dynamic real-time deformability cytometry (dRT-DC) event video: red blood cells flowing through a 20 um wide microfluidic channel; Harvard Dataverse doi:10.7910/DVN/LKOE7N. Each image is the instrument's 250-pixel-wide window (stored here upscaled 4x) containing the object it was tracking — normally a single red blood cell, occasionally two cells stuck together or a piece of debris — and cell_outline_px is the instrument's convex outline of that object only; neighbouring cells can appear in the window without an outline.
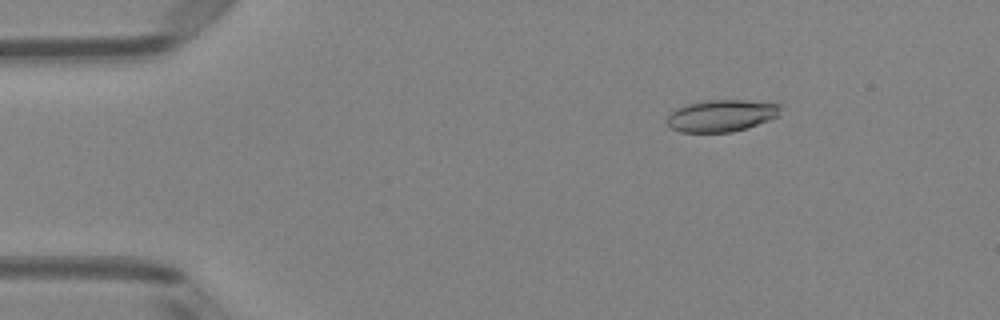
{"species": "Egyptian fruit bat (a non-hibernating species)", "species_latin": "Rousettus aegyptiacus", "temperature_condition": "room temperature", "stored_images_in_passage": 51, "camera_frame_rate_fps": 3000, "um_per_image_px": 0.085, "animal": {"sex": "female"}, "frame": {"image": 1, "passage_image": 8, "time_ms": 2.333, "image_size_px": [1000, 320], "cell_outline_px": [[784, 104], [780, 116], [732, 132], [680, 132], [672, 128], [668, 124], [668, 116], [676, 108], [688, 104], [708, 100], [744, 100]], "centroid_in_image_um": [61.38, 9.82], "position_along_channel_um": 23.6, "area_um2": 21.04}}
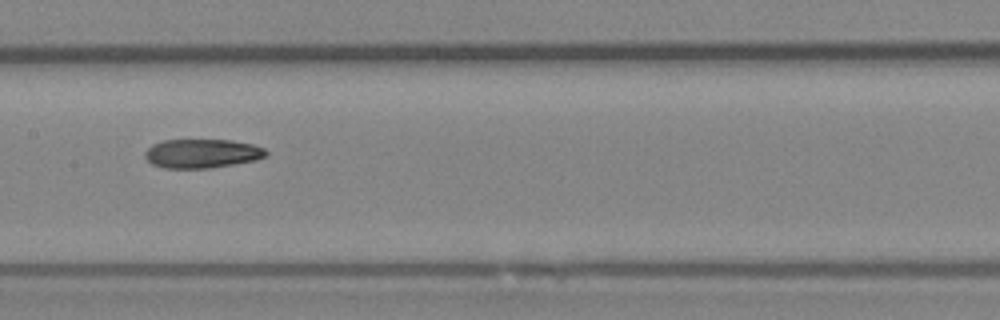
{"frame": {"image": 2, "passage_image": 26, "time_ms": 8.333, "image_size_px": [1000, 320], "cell_outline_px": [[268, 156], [256, 160], [212, 168], [164, 168], [152, 164], [144, 156], [144, 152], [152, 144], [164, 140], [232, 140], [252, 144], [264, 148], [268, 152]], "centroid_in_image_um": [17.19, 13.05], "position_along_channel_um": 190.2, "area_um2": 20.58}}
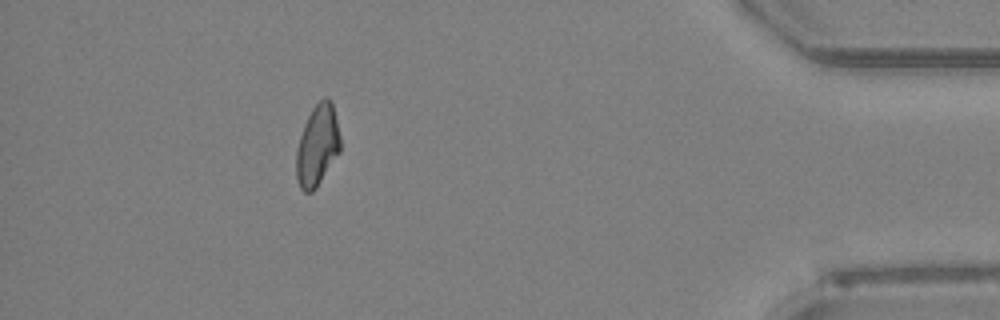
{"frame": {"image": 3, "passage_image": 46, "time_ms": 15.0, "image_size_px": [1000, 320], "cell_outline_px": [[340, 152], [316, 188], [312, 192], [304, 192], [300, 188], [296, 180], [296, 148], [304, 124], [312, 108], [324, 96], [328, 96], [332, 100], [340, 136]], "centroid_in_image_um": [26.97, 12.36], "position_along_channel_um": 408.2, "area_um2": 21.04}, "authors_computed_cell_mechanics": {"area_um2": 21.3282, "velocity_mm_per_s": 4.0439, "shape_relaxation_time_tau1_ms": null, "shape_relaxation_time_tau2_ms": 4.39, "deformation_change_tau1": null, "deformation_change_tau2": 0.1186}}